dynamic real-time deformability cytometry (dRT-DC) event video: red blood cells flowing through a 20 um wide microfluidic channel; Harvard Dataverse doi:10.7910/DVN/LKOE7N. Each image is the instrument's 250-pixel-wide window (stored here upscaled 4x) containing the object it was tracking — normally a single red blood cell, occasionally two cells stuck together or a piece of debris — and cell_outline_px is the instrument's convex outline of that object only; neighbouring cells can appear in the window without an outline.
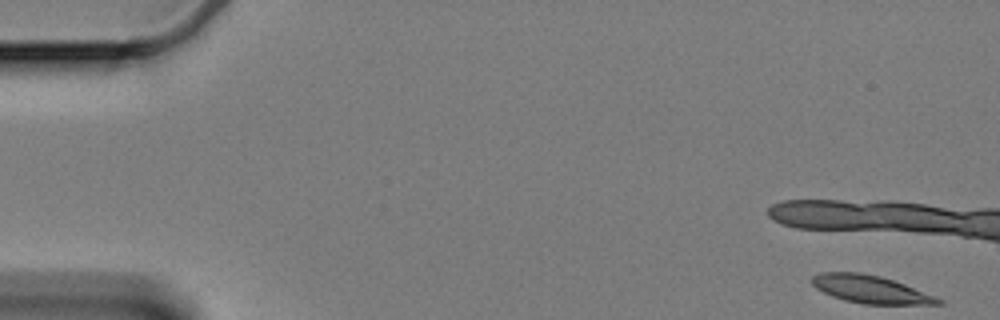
{"species": "Egyptian fruit bat (a non-hibernating species)", "species_latin": "Rousettus aegyptiacus", "temperature_condition": "cold", "stored_images_in_passage": 13, "camera_frame_rate_fps": 3000, "um_per_image_px": 0.085, "animal": {"sex": "female"}, "frame": {"image": 1, "passage_image": 1, "time_ms": 0.0, "image_size_px": [1000, 320], "cell_outline_px": [[944, 304], [864, 304], [844, 300], [832, 296], [816, 288], [812, 284], [812, 276], [820, 272], [860, 272], [880, 276], [904, 284], [936, 296], [944, 300]], "centroid_in_image_um": [74.0, 24.59], "position_along_channel_um": 11.0, "area_um2": 20.35}}